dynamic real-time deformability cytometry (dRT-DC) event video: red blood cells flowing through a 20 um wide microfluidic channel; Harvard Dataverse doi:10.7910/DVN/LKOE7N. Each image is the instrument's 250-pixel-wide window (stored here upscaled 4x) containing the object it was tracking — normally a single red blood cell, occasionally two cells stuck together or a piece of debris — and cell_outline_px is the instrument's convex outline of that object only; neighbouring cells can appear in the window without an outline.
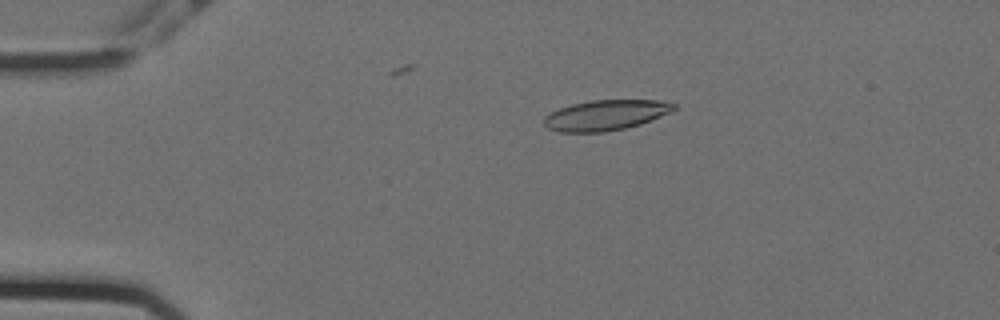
{"species": "Egyptian fruit bat (a non-hibernating species)", "species_latin": "Rousettus aegyptiacus", "temperature_condition": "cold", "stored_images_in_passage": 16, "camera_frame_rate_fps": 3000, "um_per_image_px": 0.085, "animal": {"sex": "female"}, "frame": {"image": 1, "passage_image": 10, "time_ms": 3.0, "image_size_px": [1000, 320], "cell_outline_px": [[676, 108], [672, 112], [640, 124], [624, 128], [604, 132], [560, 132], [548, 128], [544, 124], [544, 116], [560, 108], [572, 104], [592, 100], [660, 100], [676, 104]], "centroid_in_image_um": [51.5, 9.78], "position_along_channel_um": 33.5, "area_um2": 22.89}}